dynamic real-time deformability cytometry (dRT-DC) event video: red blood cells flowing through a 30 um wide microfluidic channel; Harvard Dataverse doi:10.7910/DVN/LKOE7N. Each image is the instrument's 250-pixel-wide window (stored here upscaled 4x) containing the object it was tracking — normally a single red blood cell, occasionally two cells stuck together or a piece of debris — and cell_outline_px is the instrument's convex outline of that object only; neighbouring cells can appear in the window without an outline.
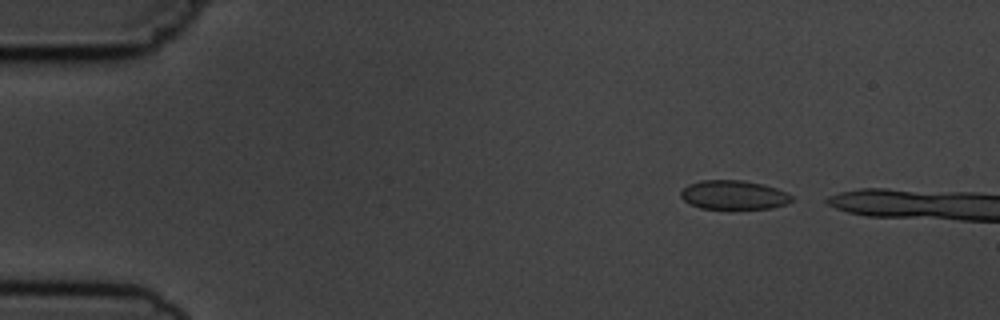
{"species": "common noctule bat (a hibernating species)", "species_latin": "Nyctalus noctula", "temperature_condition": "cold", "stored_images_in_passage": 3, "camera_frame_rate_fps": 3000, "um_per_image_px": 0.085, "animal": {"sex": "male", "body_mass_g": 19.5, "forearm_length_mm": 54.6}, "frame": {"image": 1, "passage_image": 1, "time_ms": 0.0, "image_size_px": [1000, 320], "cell_outline_px": [[792, 200], [784, 204], [772, 208], [728, 212], [700, 208], [684, 200], [680, 196], [680, 192], [688, 184], [700, 180], [744, 180], [764, 184], [776, 188], [792, 196]], "centroid_in_image_um": [62.34, 16.62], "position_along_channel_um": 22.7, "area_um2": 19.59}}